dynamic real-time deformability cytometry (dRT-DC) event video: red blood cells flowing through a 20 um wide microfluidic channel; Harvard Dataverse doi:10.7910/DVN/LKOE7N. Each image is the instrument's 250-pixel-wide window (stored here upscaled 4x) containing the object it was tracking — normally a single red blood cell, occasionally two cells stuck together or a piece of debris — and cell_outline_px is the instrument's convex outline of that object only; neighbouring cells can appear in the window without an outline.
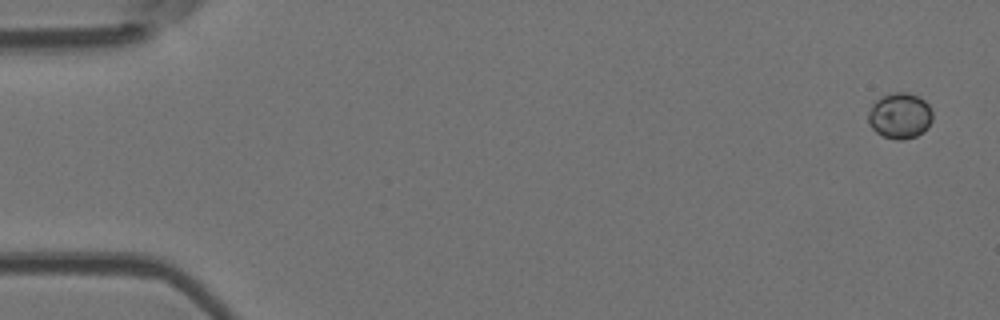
{"species": "Egyptian fruit bat (a non-hibernating species)", "species_latin": "Rousettus aegyptiacus", "temperature_condition": "room temperature", "stored_images_in_passage": 6, "camera_frame_rate_fps": 3000, "um_per_image_px": 0.085, "animal": {"sex": "female"}, "frame": {"image": 1, "passage_image": 1, "time_ms": 0.0, "image_size_px": [1000, 320], "cell_outline_px": [[932, 120], [928, 128], [924, 132], [916, 136], [904, 140], [896, 140], [884, 136], [876, 132], [872, 128], [868, 120], [868, 112], [872, 104], [880, 96], [896, 92], [908, 92], [924, 100], [928, 104], [932, 112]], "centroid_in_image_um": [76.49, 9.84], "position_along_channel_um": 8.5, "area_um2": 17.28}}